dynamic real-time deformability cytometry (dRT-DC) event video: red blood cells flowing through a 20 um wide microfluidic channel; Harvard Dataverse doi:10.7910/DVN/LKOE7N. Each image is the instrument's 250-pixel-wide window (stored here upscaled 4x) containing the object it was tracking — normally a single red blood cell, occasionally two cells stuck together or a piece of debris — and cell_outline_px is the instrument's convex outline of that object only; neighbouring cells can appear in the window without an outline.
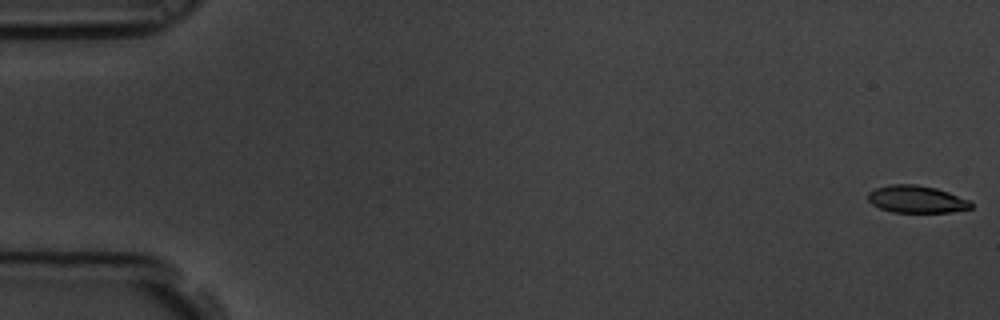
{"species": "common noctule bat (a hibernating species)", "species_latin": "Nyctalus noctula", "temperature_condition": "room temperature", "stored_images_in_passage": 6, "segment_of_instrument_passage": [2, 2], "camera_frame_rate_fps": 3000, "um_per_image_px": 0.085, "animal": {"sex": "male", "body_mass_g": 19.5, "forearm_length_mm": 54.6}, "frame": {"image": 1, "passage_image": 6, "time_ms": 1.667, "image_size_px": [1000, 320], "cell_outline_px": [[972, 208], [952, 212], [892, 212], [880, 208], [872, 204], [868, 200], [868, 192], [876, 188], [888, 184], [916, 184], [936, 188], [948, 192], [968, 200], [972, 204]], "centroid_in_image_um": [77.88, 16.93], "position_along_channel_um": 7.1, "area_um2": 16.36}}